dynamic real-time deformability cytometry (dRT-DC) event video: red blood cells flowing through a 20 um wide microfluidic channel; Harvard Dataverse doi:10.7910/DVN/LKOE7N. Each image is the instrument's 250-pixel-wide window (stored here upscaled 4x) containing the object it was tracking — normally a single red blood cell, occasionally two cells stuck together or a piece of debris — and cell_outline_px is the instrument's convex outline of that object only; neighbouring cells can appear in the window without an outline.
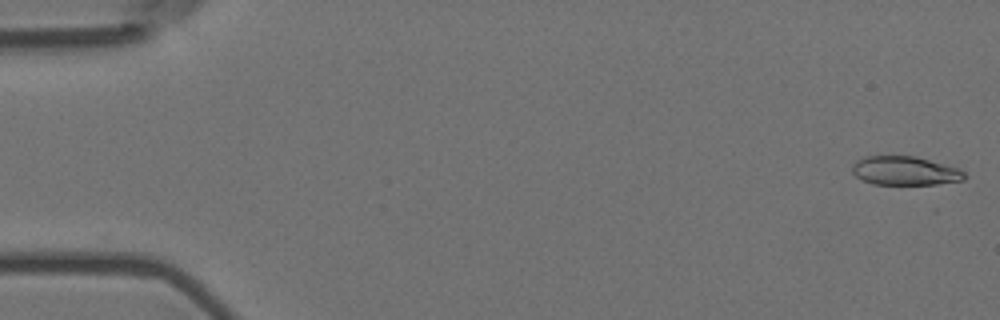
{"species": "Egyptian fruit bat (a non-hibernating species)", "species_latin": "Rousettus aegyptiacus", "temperature_condition": "room temperature", "stored_images_in_passage": 5, "camera_frame_rate_fps": 3000, "um_per_image_px": 0.085, "animal": {"sex": "female"}, "frame": {"image": 1, "passage_image": 1, "time_ms": 0.0, "image_size_px": [1000, 320], "cell_outline_px": [[968, 176], [964, 180], [936, 184], [872, 184], [856, 176], [852, 172], [852, 164], [856, 160], [864, 156], [916, 156], [944, 164], [956, 168], [964, 172]], "centroid_in_image_um": [76.91, 14.51], "position_along_channel_um": 8.1, "area_um2": 18.84}}
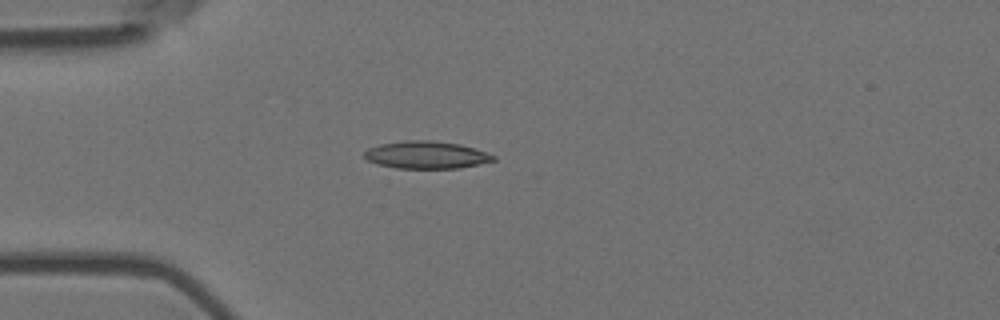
{"frame": {"image": 2, "passage_image": 5, "time_ms": 1.333, "image_size_px": [1000, 320], "cell_outline_px": [[496, 160], [480, 164], [460, 168], [396, 168], [376, 164], [368, 160], [364, 156], [364, 152], [368, 148], [380, 144], [408, 140], [432, 140], [460, 144], [496, 156]], "centroid_in_image_um": [36.22, 13.17], "position_along_channel_um": 48.8, "area_um2": 20.58}}